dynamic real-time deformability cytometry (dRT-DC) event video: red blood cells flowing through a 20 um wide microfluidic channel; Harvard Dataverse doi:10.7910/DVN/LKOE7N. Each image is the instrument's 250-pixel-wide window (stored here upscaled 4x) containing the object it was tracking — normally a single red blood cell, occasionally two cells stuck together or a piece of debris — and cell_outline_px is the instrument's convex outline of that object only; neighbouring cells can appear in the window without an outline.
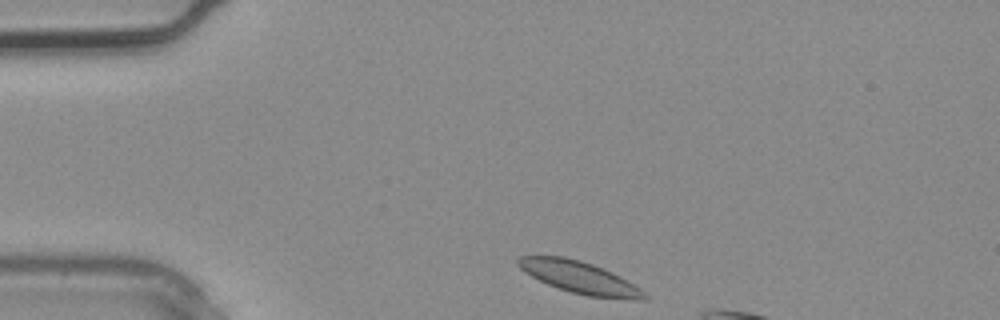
{"species": "common noctule bat (a hibernating species)", "species_latin": "Nyctalus noctula", "temperature_condition": "warm", "stored_images_in_passage": 4, "camera_frame_rate_fps": 3000, "um_per_image_px": 0.085, "animal": {"sex": "male", "body_mass_g": 20.4}, "frame": {"image": 1, "passage_image": 1, "time_ms": 0.0, "image_size_px": [1000, 320], "cell_outline_px": [[648, 296], [644, 300], [632, 300], [588, 296], [572, 292], [548, 284], [524, 272], [516, 264], [516, 260], [520, 256], [564, 256], [580, 260], [592, 264], [612, 272], [640, 288]], "centroid_in_image_um": [49.27, 23.58], "position_along_channel_um": 35.7, "area_um2": 23.35}}